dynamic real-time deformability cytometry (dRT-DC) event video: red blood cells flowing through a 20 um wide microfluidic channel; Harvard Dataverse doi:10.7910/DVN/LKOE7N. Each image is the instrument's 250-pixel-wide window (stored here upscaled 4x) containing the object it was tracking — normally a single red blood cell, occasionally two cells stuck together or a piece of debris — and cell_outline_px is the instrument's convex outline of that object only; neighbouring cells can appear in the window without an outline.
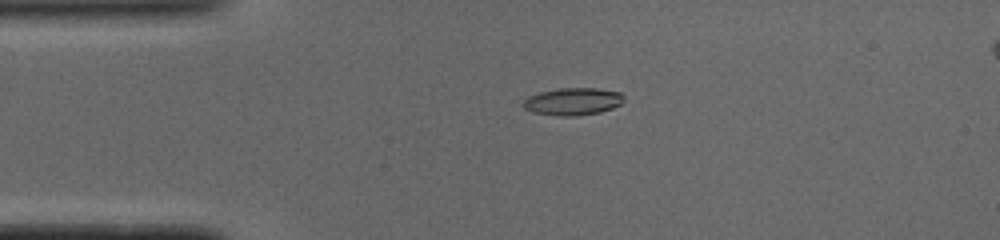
{"species": "common noctule bat (a hibernating species)", "species_latin": "Nyctalus noctula", "temperature_condition": "cold", "stored_images_in_passage": 41, "camera_frame_rate_fps": 3000, "um_per_image_px": 0.085, "animal": {"sex": "male", "body_mass_g": 19.0, "forearm_length_mm": 50.8}, "frame": {"image": 1, "passage_image": 1, "time_ms": 0.0, "image_size_px": [1000, 240], "cell_outline_px": [[624, 100], [620, 104], [612, 108], [600, 112], [576, 116], [560, 116], [532, 112], [524, 108], [520, 104], [528, 96], [540, 92], [556, 88], [596, 88], [620, 92], [624, 96]], "centroid_in_image_um": [48.67, 8.62], "position_along_channel_um": 36.3, "area_um2": 16.18}}
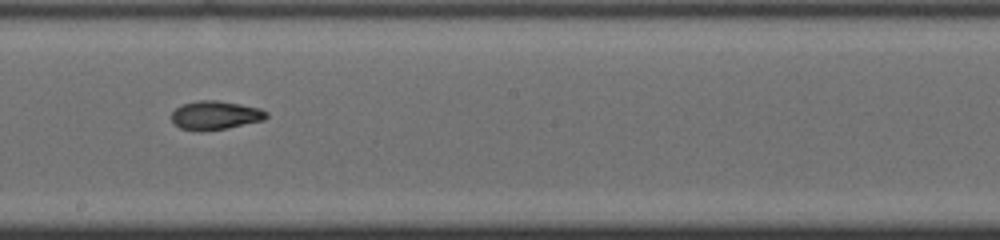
{"frame": {"image": 2, "passage_image": 18, "time_ms": 5.667, "image_size_px": [1000, 240], "cell_outline_px": [[268, 116], [264, 120], [228, 128], [180, 128], [172, 120], [172, 112], [180, 104], [200, 100], [216, 100], [240, 104], [260, 108], [268, 112]], "centroid_in_image_um": [18.35, 9.75], "position_along_channel_um": 229.8, "area_um2": 15.32}}
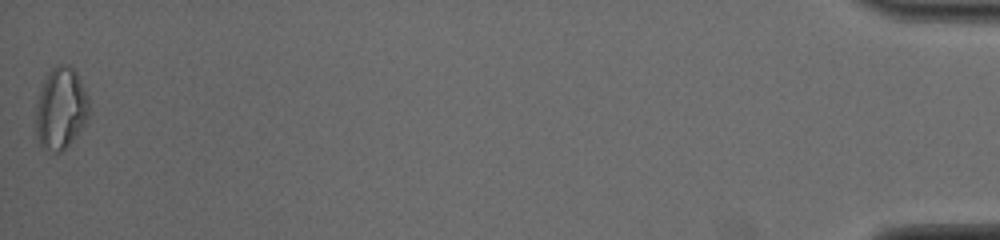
{"frame": {"image": 3, "passage_image": 41, "time_ms": 13.333, "image_size_px": [1000, 240], "cell_outline_px": [[88, 116], [84, 124], [68, 144], [56, 156], [44, 148], [40, 144], [36, 136], [36, 108], [40, 92], [44, 80], [48, 72], [56, 64], [68, 64], [76, 72], [88, 96]], "centroid_in_image_um": [5.15, 9.22], "position_along_channel_um": 430.1, "area_um2": 25.14}, "authors_computed_cell_mechanics": {"area_um2": 16.1262, "velocity_mm_per_s": 3.9229, "shape_relaxation_time_tau1_ms": 4.7022, "shape_relaxation_time_tau2_ms": 4.1328, "deformation_change_tau1": 0.184, "deformation_change_tau2": 0.0724}}